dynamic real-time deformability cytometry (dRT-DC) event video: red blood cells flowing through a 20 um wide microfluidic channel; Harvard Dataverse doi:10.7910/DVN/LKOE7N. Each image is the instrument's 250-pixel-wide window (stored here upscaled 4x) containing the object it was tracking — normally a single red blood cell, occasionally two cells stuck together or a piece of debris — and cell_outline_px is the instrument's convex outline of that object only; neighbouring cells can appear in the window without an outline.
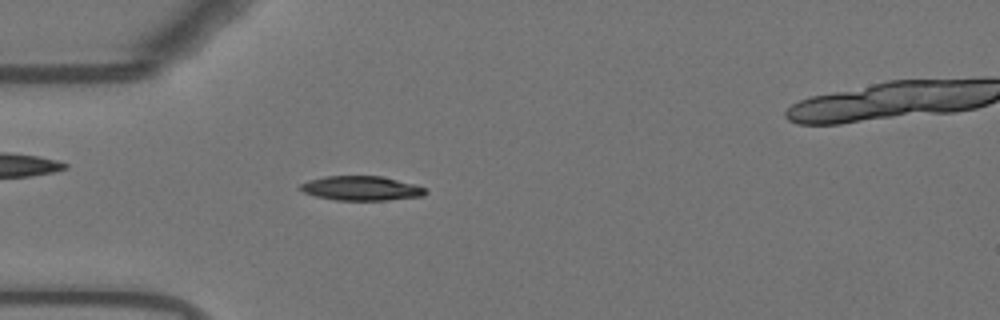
{"species": "Egyptian fruit bat (a non-hibernating species)", "species_latin": "Rousettus aegyptiacus", "temperature_condition": "warm", "stored_images_in_passage": 53, "camera_frame_rate_fps": 3000, "um_per_image_px": 0.085, "animal": {"sex": "female"}, "frame": {"image": 1, "passage_image": 15, "time_ms": 4.667, "image_size_px": [1000, 320], "cell_outline_px": [[428, 192], [424, 196], [388, 200], [336, 200], [316, 196], [304, 192], [300, 188], [300, 184], [308, 180], [324, 176], [380, 176], [416, 184], [428, 188]], "centroid_in_image_um": [30.76, 16.0], "position_along_channel_um": 54.2, "area_um2": 17.92}}
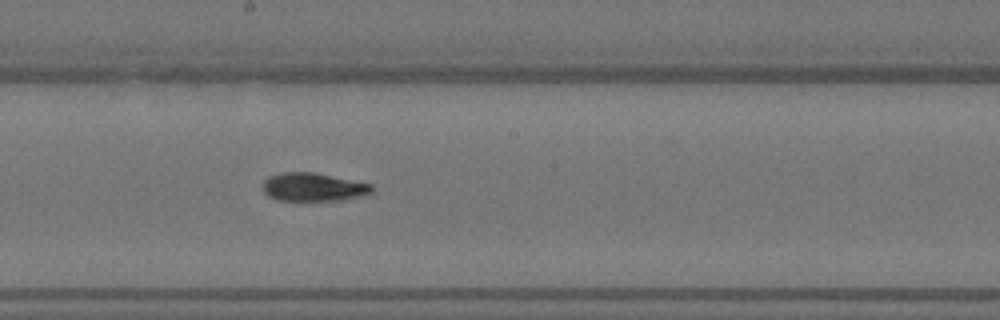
{"frame": {"image": 2, "passage_image": 29, "time_ms": 9.333, "image_size_px": [1000, 320], "cell_outline_px": [[372, 192], [364, 196], [340, 200], [276, 200], [268, 196], [260, 188], [264, 180], [268, 176], [280, 172], [316, 172], [372, 184]], "centroid_in_image_um": [26.59, 15.89], "position_along_channel_um": 221.6, "area_um2": 18.26}}
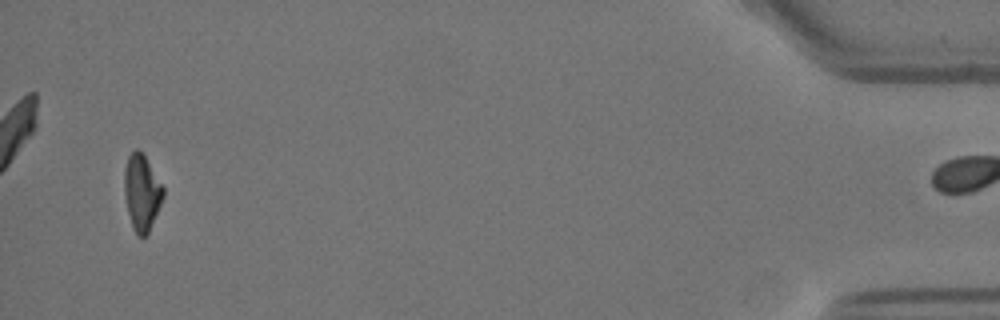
{"frame": {"image": 3, "passage_image": 52, "time_ms": 17.0, "image_size_px": [1000, 320], "cell_outline_px": [[164, 196], [148, 232], [144, 236], [136, 236], [132, 228], [124, 196], [124, 168], [128, 156], [136, 148], [144, 156], [164, 188]], "centroid_in_image_um": [12.03, 16.38], "position_along_channel_um": 423.2, "area_um2": 16.99}, "authors_computed_cell_mechanics": {"area_um2": 17.918, "velocity_mm_per_s": 3.7119, "shape_relaxation_time_tau1_ms": 5.1058, "shape_relaxation_time_tau2_ms": 2.9097, "deformation_change_tau1": 0.1748, "deformation_change_tau2": 0.0811}}